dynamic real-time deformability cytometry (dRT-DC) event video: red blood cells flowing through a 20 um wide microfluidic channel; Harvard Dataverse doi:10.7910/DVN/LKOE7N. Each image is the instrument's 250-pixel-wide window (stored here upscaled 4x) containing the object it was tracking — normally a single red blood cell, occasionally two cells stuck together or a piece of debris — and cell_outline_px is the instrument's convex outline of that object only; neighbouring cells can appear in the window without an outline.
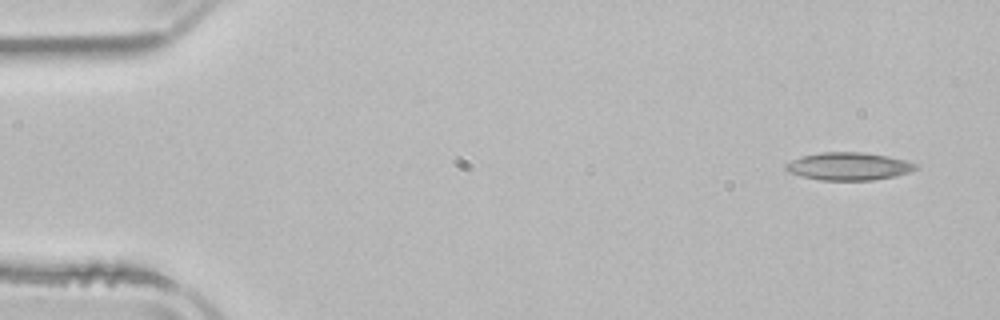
{"species": "common noctule bat (a hibernating species)", "species_latin": "Nyctalus noctula", "temperature_condition": "room temperature", "stored_images_in_passage": 4, "camera_frame_rate_fps": 3000, "um_per_image_px": 0.085, "animal": {"sex": "male", "body_mass_g": 21.5, "forearm_length_mm": 52.0}, "frame": {"image": 1, "passage_image": 1, "time_ms": 0.0, "image_size_px": [1000, 320], "cell_outline_px": [[920, 168], [908, 172], [892, 176], [872, 180], [820, 180], [800, 176], [788, 172], [784, 168], [784, 164], [800, 156], [820, 152], [864, 152], [888, 156], [920, 164]], "centroid_in_image_um": [72.11, 14.13], "position_along_channel_um": 12.9, "area_um2": 21.15}}
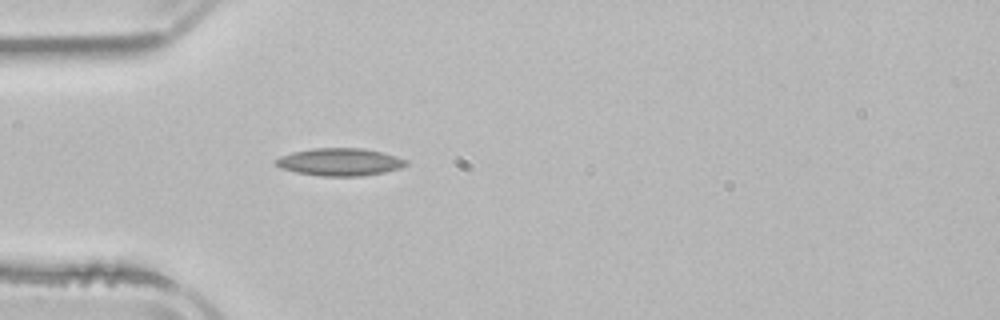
{"frame": {"image": 2, "passage_image": 4, "time_ms": 4.0, "image_size_px": [1000, 320], "cell_outline_px": [[408, 164], [400, 168], [384, 172], [360, 176], [320, 176], [296, 172], [280, 168], [272, 160], [280, 156], [292, 152], [312, 148], [364, 148], [396, 156], [408, 160]], "centroid_in_image_um": [28.86, 13.76], "position_along_channel_um": 56.1, "area_um2": 20.98}}